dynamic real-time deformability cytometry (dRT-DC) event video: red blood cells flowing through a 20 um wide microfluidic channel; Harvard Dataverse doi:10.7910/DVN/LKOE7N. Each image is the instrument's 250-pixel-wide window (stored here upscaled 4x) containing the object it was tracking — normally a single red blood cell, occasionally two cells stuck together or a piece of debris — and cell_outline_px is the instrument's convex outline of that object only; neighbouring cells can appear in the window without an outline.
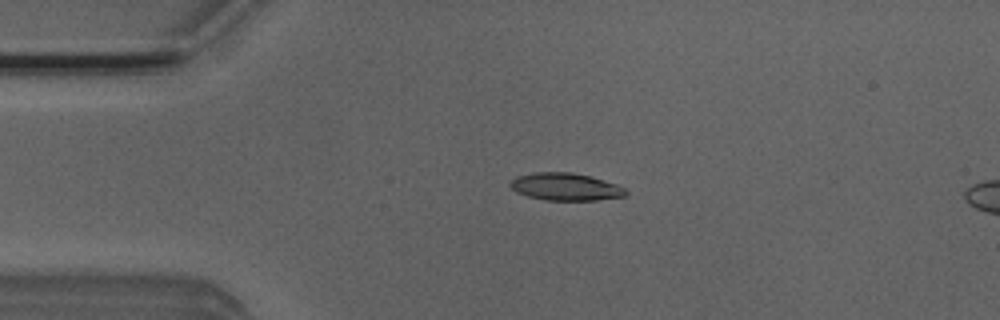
{"species": "Egyptian fruit bat (a non-hibernating species)", "species_latin": "Rousettus aegyptiacus", "temperature_condition": "room temperature", "stored_images_in_passage": 45, "camera_frame_rate_fps": 3000, "um_per_image_px": 0.085, "animal": {"sex": "male"}, "frame": {"image": 1, "passage_image": 5, "time_ms": 1.333, "image_size_px": [1000, 320], "cell_outline_px": [[628, 192], [624, 196], [596, 200], [544, 200], [528, 196], [516, 192], [508, 184], [516, 176], [532, 172], [572, 172], [588, 176], [616, 184], [624, 188]], "centroid_in_image_um": [48.02, 15.87], "position_along_channel_um": 37.0, "area_um2": 18.38}}
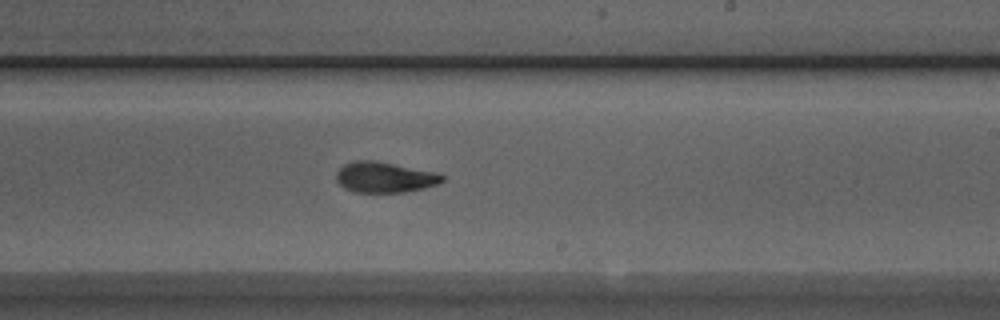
{"frame": {"image": 2, "passage_image": 24, "time_ms": 7.667, "image_size_px": [1000, 320], "cell_outline_px": [[444, 180], [436, 184], [424, 188], [404, 192], [356, 192], [344, 188], [336, 180], [336, 172], [344, 164], [356, 160], [376, 160], [440, 172], [444, 176]], "centroid_in_image_um": [32.72, 15.05], "position_along_channel_um": 256.3, "area_um2": 19.13}}
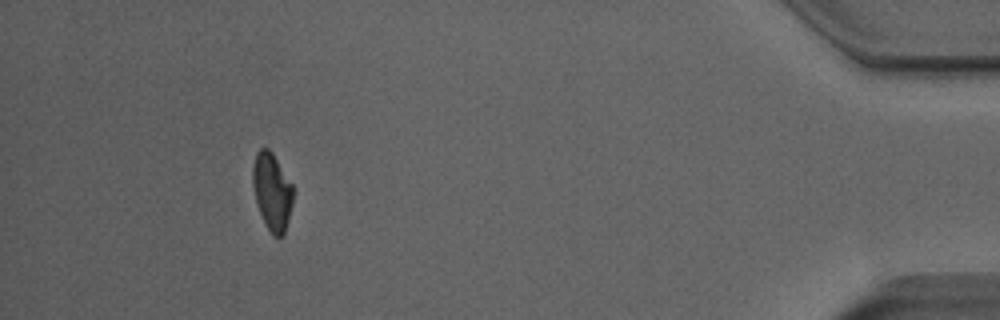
{"frame": {"image": 3, "passage_image": 41, "time_ms": 13.333, "image_size_px": [1000, 320], "cell_outline_px": [[292, 204], [288, 220], [284, 232], [280, 236], [272, 236], [260, 212], [256, 200], [252, 184], [252, 168], [256, 152], [260, 148], [268, 148], [272, 152], [292, 184]], "centroid_in_image_um": [23.11, 16.25], "position_along_channel_um": 412.1, "area_um2": 17.86}, "authors_computed_cell_mechanics": {"area_um2": 18.785, "velocity_mm_per_s": 3.9445, "shape_relaxation_time_tau1_ms": 4.0572, "shape_relaxation_time_tau2_ms": 2.4294, "deformation_change_tau1": 0.1838, "deformation_change_tau2": 0.0638}}